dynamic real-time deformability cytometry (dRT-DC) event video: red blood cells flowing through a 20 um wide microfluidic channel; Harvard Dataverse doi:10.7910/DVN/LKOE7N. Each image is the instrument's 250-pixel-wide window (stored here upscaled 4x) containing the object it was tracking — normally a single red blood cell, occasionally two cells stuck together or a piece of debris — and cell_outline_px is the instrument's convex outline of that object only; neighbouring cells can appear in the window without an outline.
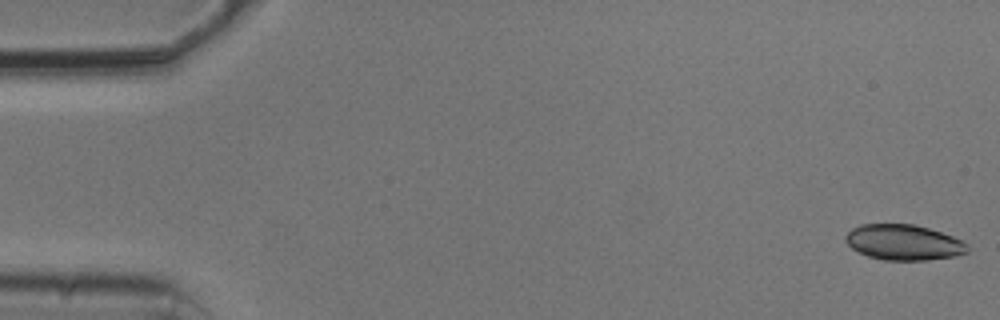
{"species": "common noctule bat (a hibernating species)", "species_latin": "Nyctalus noctula", "temperature_condition": "cold", "stored_images_in_passage": 53, "camera_frame_rate_fps": 3000, "um_per_image_px": 0.085, "animal": {"sex": "male", "body_mass_g": 20.5, "forearm_length_mm": 52.5}, "frame": {"image": 1, "passage_image": 1, "time_ms": 0.0, "image_size_px": [1000, 320], "cell_outline_px": [[968, 252], [956, 256], [928, 260], [884, 260], [868, 256], [852, 248], [844, 240], [844, 236], [852, 228], [860, 224], [912, 224], [928, 228], [964, 240], [968, 244]], "centroid_in_image_um": [76.82, 20.6], "position_along_channel_um": 8.2, "area_um2": 25.32}}
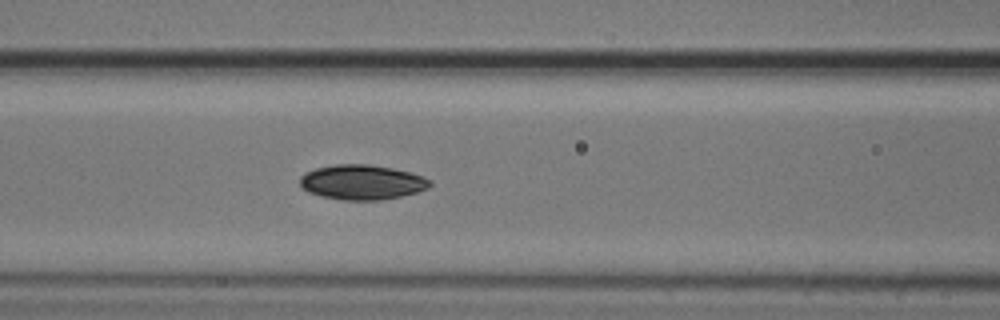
{"frame": {"image": 2, "passage_image": 22, "time_ms": 7.0, "image_size_px": [1000, 320], "cell_outline_px": [[432, 184], [428, 188], [416, 192], [400, 196], [380, 200], [344, 200], [324, 196], [308, 192], [300, 184], [300, 176], [304, 172], [316, 168], [336, 164], [368, 164], [392, 168], [424, 176], [432, 180]], "centroid_in_image_um": [30.78, 15.48], "position_along_channel_um": 135.8, "area_um2": 26.3}}
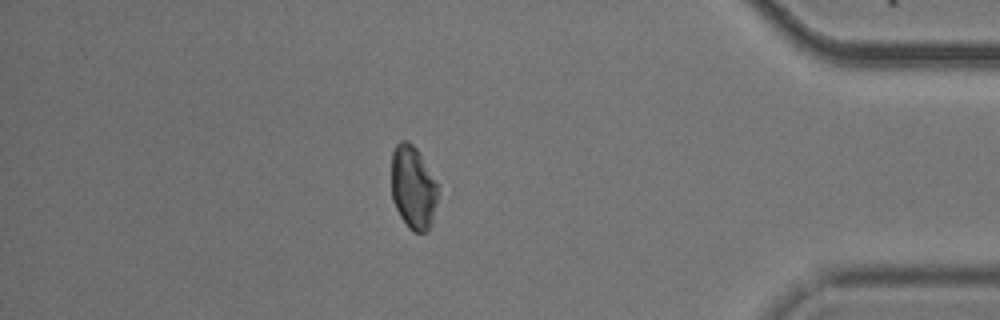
{"frame": {"image": 3, "passage_image": 46, "time_ms": 15.0, "image_size_px": [1000, 320], "cell_outline_px": [[440, 184], [432, 224], [424, 232], [412, 232], [408, 228], [400, 216], [392, 200], [392, 152], [396, 144], [400, 140], [408, 140], [420, 152]], "centroid_in_image_um": [35.14, 15.91], "position_along_channel_um": 400.1, "area_um2": 23.18}, "authors_computed_cell_mechanics": {"area_um2": 25.5476, "velocity_mm_per_s": 3.7705, "shape_relaxation_time_tau1_ms": 1.9273, "shape_relaxation_time_tau2_ms": null, "deformation_change_tau1": 0.077, "deformation_change_tau2": null}}